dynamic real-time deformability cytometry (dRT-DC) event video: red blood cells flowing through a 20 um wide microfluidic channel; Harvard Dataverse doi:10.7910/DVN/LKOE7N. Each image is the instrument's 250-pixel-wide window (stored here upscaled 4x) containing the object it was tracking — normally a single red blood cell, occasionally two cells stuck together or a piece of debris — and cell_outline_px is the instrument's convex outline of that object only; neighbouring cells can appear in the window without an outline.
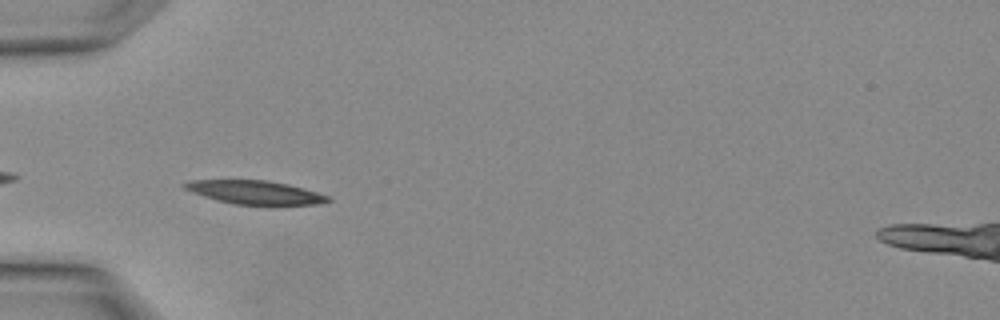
{"species": "Egyptian fruit bat (a non-hibernating species)", "species_latin": "Rousettus aegyptiacus", "temperature_condition": "warm", "stored_images_in_passage": 3, "camera_frame_rate_fps": 3000, "um_per_image_px": 0.085, "animal": {"sex": "female"}, "frame": {"image": 1, "passage_image": 3, "time_ms": 0.667, "image_size_px": [1000, 320], "cell_outline_px": [[332, 200], [320, 204], [236, 204], [204, 196], [192, 192], [184, 188], [180, 184], [192, 180], [264, 180], [288, 184], [332, 196]], "centroid_in_image_um": [21.71, 16.34], "position_along_channel_um": 63.3, "area_um2": 19.36}}